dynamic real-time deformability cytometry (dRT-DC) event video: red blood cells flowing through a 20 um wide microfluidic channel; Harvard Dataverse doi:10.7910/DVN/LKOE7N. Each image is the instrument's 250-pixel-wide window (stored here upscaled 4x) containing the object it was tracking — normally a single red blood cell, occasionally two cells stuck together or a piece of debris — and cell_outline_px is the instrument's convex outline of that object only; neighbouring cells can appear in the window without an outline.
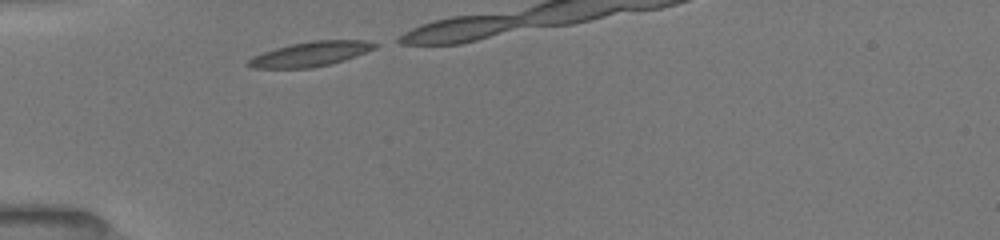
{"species": "common noctule bat (a hibernating species)", "species_latin": "Nyctalus noctula", "temperature_condition": "room temperature", "stored_images_in_passage": 7, "camera_frame_rate_fps": 3000, "um_per_image_px": 0.085, "animal": {"sex": "female", "body_mass_g": 19.5, "forearm_length_mm": 54.1}, "frame": {"image": 1, "passage_image": 1, "time_ms": 0.0, "image_size_px": [1000, 240], "cell_outline_px": [[380, 44], [376, 48], [344, 60], [312, 68], [252, 68], [244, 64], [252, 56], [276, 48], [292, 44], [312, 40], [368, 40]], "centroid_in_image_um": [26.39, 4.59], "position_along_channel_um": 58.6, "area_um2": 18.21}}
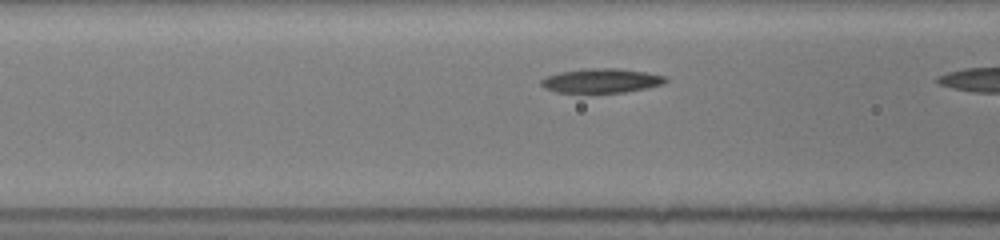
{"frame": {"image": 2, "passage_image": 6, "time_ms": 1.667, "image_size_px": [1000, 240], "cell_outline_px": [[668, 80], [664, 84], [624, 92], [556, 92], [544, 88], [540, 84], [540, 80], [544, 76], [560, 72], [584, 68], [616, 68], [644, 72], [664, 76]], "centroid_in_image_um": [51.05, 6.85], "position_along_channel_um": 115.5, "area_um2": 17.51}}